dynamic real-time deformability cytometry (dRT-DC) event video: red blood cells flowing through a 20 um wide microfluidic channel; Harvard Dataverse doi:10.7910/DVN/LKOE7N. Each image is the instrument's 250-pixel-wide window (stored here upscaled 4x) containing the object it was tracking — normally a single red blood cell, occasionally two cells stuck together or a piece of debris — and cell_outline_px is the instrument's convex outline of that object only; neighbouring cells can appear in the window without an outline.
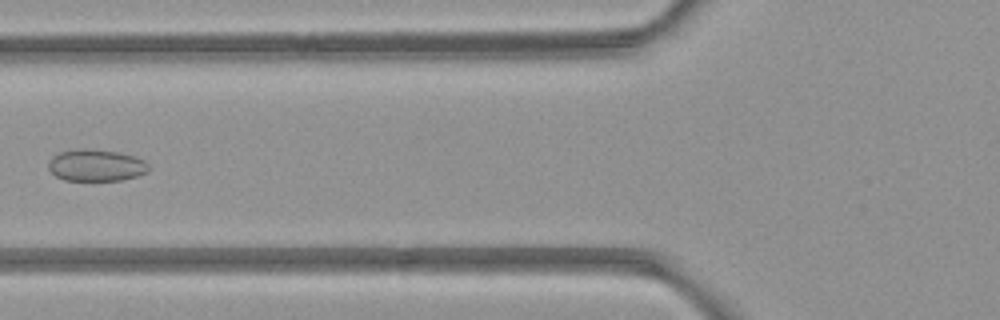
{"species": "common noctule bat (a hibernating species)", "species_latin": "Nyctalus noctula", "temperature_condition": "room temperature", "stored_images_in_passage": 7, "camera_frame_rate_fps": 3000, "um_per_image_px": 0.085, "animal": {"sex": "female", "body_mass_g": 21.9}, "frame": {"image": 1, "passage_image": 5, "time_ms": 4.667, "image_size_px": [1000, 320], "cell_outline_px": [[148, 172], [136, 176], [120, 180], [64, 180], [56, 176], [48, 168], [48, 164], [52, 156], [60, 152], [84, 148], [116, 152], [132, 156], [144, 160], [148, 164]], "centroid_in_image_um": [8.15, 14.05], "position_along_channel_um": 117.7, "area_um2": 18.32}}
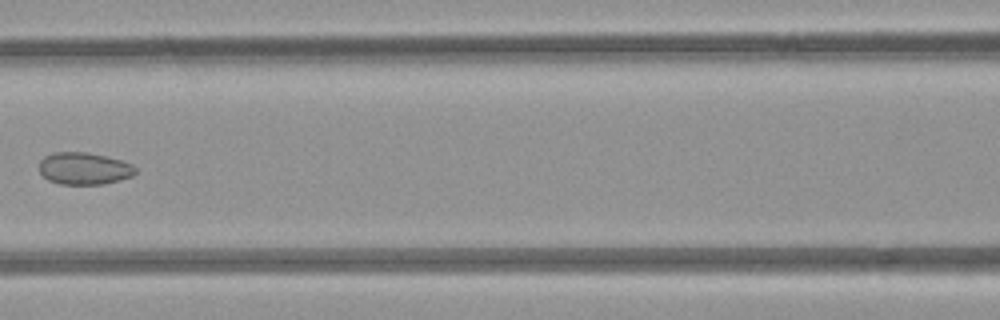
{"frame": {"image": 2, "passage_image": 6, "time_ms": 5.667, "image_size_px": [1000, 320], "cell_outline_px": [[136, 172], [132, 176], [120, 180], [104, 184], [60, 184], [48, 180], [40, 172], [40, 160], [44, 156], [56, 152], [88, 152], [120, 160], [132, 164], [136, 168]], "centroid_in_image_um": [7.15, 14.32], "position_along_channel_um": 159.4, "area_um2": 17.98}}
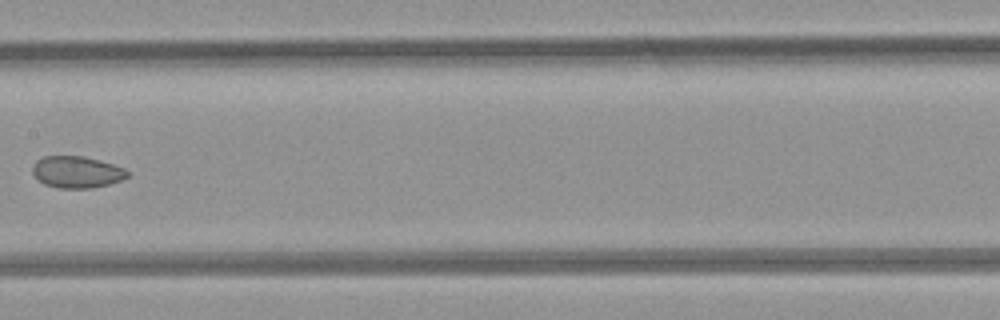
{"frame": {"image": 3, "passage_image": 7, "time_ms": 6.667, "image_size_px": [1000, 320], "cell_outline_px": [[128, 176], [120, 180], [108, 184], [92, 188], [60, 188], [44, 184], [32, 172], [32, 168], [36, 160], [44, 156], [84, 156], [100, 160], [124, 168], [128, 172]], "centroid_in_image_um": [6.52, 14.61], "position_along_channel_um": 200.9, "area_um2": 17.4}}